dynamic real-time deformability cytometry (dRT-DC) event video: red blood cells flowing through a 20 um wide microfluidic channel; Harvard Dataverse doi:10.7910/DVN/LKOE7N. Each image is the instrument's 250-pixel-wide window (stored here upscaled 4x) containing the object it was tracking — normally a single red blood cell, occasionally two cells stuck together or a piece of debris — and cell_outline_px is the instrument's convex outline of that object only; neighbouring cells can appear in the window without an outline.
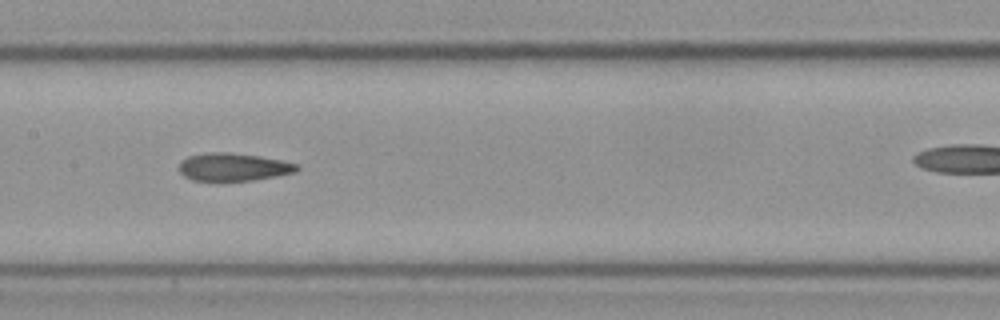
{"species": "Egyptian fruit bat (a non-hibernating species)", "species_latin": "Rousettus aegyptiacus", "temperature_condition": "cold", "stored_images_in_passage": 15, "camera_frame_rate_fps": 3000, "um_per_image_px": 0.085, "frame": {"image": 1, "passage_image": 7, "time_ms": 2.0, "image_size_px": [1000, 320], "cell_outline_px": [[300, 168], [296, 172], [276, 176], [252, 180], [192, 180], [184, 176], [180, 172], [180, 160], [188, 156], [208, 152], [228, 152], [260, 156], [300, 164]], "centroid_in_image_um": [19.85, 14.18], "position_along_channel_um": 187.5, "area_um2": 19.07}}
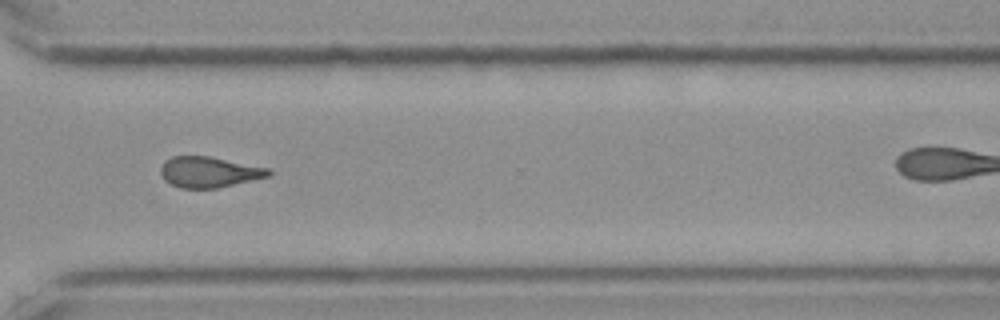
{"frame": {"image": 2, "passage_image": 11, "time_ms": 3.333, "image_size_px": [1000, 320], "cell_outline_px": [[272, 172], [268, 176], [216, 188], [180, 188], [164, 180], [160, 172], [160, 168], [164, 160], [172, 156], [208, 156], [268, 168]], "centroid_in_image_um": [17.71, 14.62], "position_along_channel_um": 352.9, "area_um2": 19.07}}
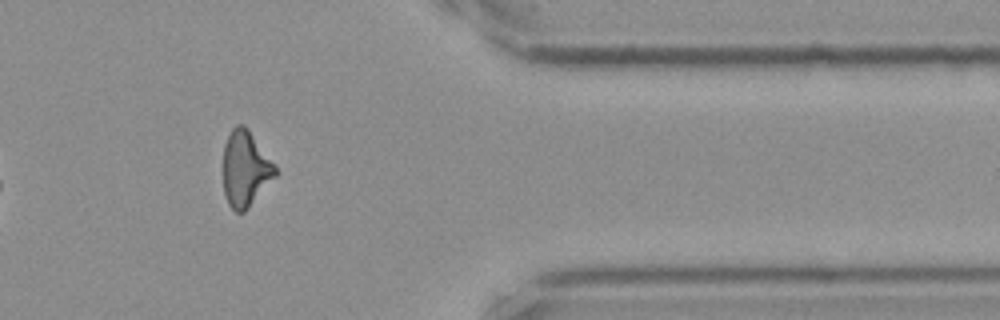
{"frame": {"image": 3, "passage_image": 13, "time_ms": 4.0, "image_size_px": [1000, 320], "cell_outline_px": [[276, 176], [248, 208], [244, 212], [236, 212], [228, 204], [224, 192], [224, 144], [232, 128], [236, 124], [244, 124], [248, 128], [276, 168]], "centroid_in_image_um": [20.84, 14.34], "position_along_channel_um": 390.6, "area_um2": 22.66}}